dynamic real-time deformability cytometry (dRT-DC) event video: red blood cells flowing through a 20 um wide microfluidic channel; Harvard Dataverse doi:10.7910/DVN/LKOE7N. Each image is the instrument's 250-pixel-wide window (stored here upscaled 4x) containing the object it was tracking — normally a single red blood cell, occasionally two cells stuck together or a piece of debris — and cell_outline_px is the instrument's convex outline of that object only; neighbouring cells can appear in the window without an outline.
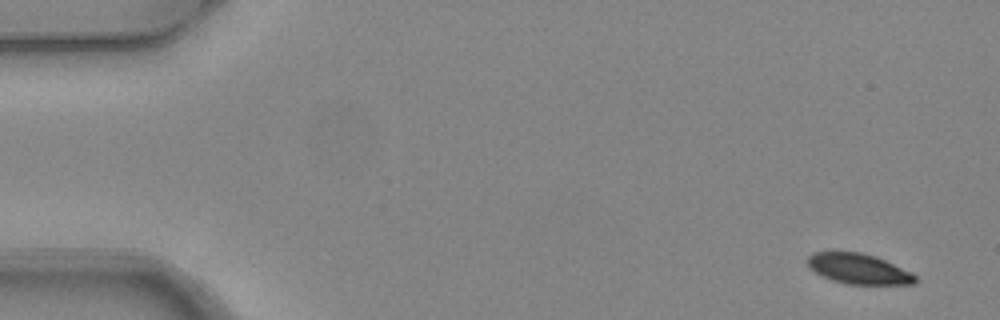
{"species": "common noctule bat (a hibernating species)", "species_latin": "Nyctalus noctula", "temperature_condition": "warm", "stored_images_in_passage": 6, "camera_frame_rate_fps": 3000, "um_per_image_px": 0.085, "animal": {"sex": "female", "body_mass_g": 24.6, "forearm_length_mm": 56.2}, "frame": {"image": 1, "passage_image": 1, "time_ms": 0.0, "image_size_px": [1000, 320], "cell_outline_px": [[916, 284], [848, 284], [832, 280], [808, 268], [808, 256], [812, 252], [860, 252], [876, 256], [912, 272], [916, 276]], "centroid_in_image_um": [72.99, 22.84], "position_along_channel_um": 12.0, "area_um2": 18.96}}
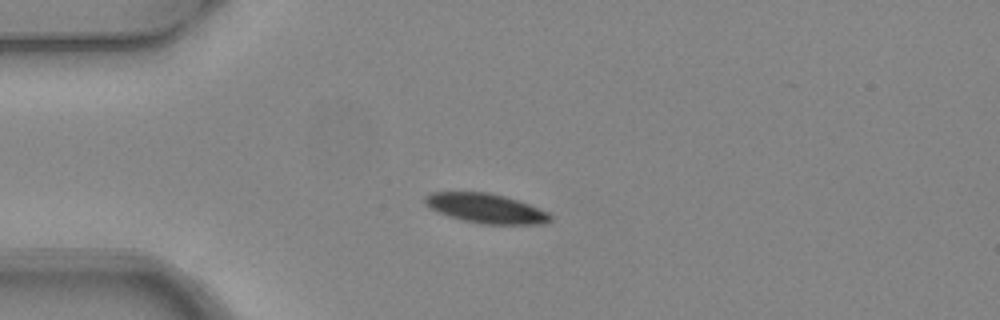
{"frame": {"image": 2, "passage_image": 4, "time_ms": 1.0, "image_size_px": [1000, 320], "cell_outline_px": [[552, 220], [544, 224], [480, 224], [448, 216], [424, 204], [424, 196], [432, 192], [488, 192], [504, 196], [528, 204], [548, 212], [552, 216]], "centroid_in_image_um": [41.31, 17.71], "position_along_channel_um": 43.7, "area_um2": 21.44}}
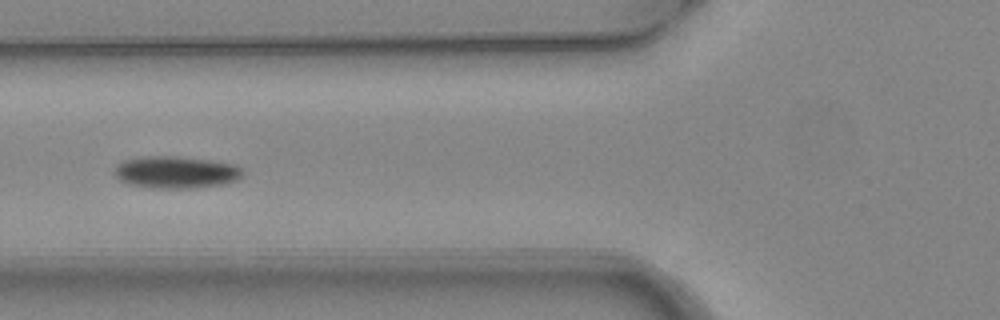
{"frame": {"image": 3, "passage_image": 6, "time_ms": 1.667, "image_size_px": [1000, 320], "cell_outline_px": [[244, 176], [236, 180], [224, 184], [192, 188], [152, 188], [132, 184], [120, 180], [112, 172], [124, 160], [144, 156], [176, 156], [212, 160], [236, 164], [244, 168]], "centroid_in_image_um": [15.03, 14.63], "position_along_channel_um": 110.8, "area_um2": 24.16}}